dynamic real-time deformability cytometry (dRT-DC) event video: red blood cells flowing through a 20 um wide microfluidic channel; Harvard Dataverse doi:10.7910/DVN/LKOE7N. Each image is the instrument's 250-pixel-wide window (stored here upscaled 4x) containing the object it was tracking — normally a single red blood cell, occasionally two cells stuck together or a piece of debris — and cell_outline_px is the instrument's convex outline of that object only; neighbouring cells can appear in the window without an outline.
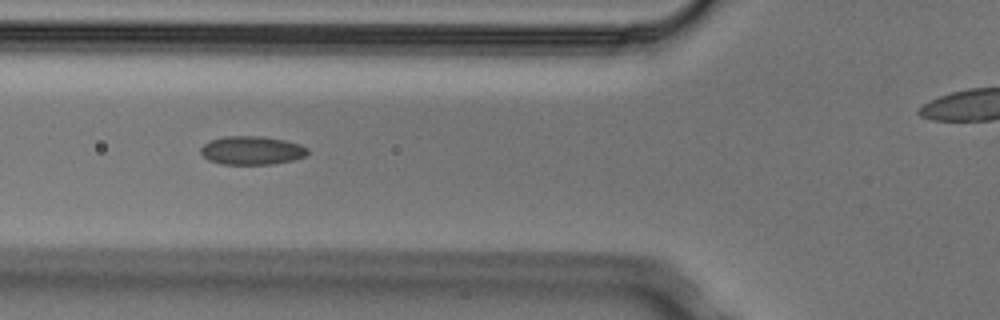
{"species": "Egyptian fruit bat (a non-hibernating species)", "species_latin": "Rousettus aegyptiacus", "temperature_condition": "cold", "stored_images_in_passage": 4, "camera_frame_rate_fps": 3000, "um_per_image_px": 0.085, "animal": {"sex": "male"}, "frame": {"image": 1, "passage_image": 3, "time_ms": 0.667, "image_size_px": [1000, 320], "cell_outline_px": [[308, 152], [304, 156], [292, 160], [272, 164], [220, 164], [208, 160], [200, 152], [200, 148], [204, 144], [212, 140], [224, 136], [264, 136], [284, 140], [300, 144], [308, 148]], "centroid_in_image_um": [21.39, 12.78], "position_along_channel_um": 104.4, "area_um2": 17.74}}
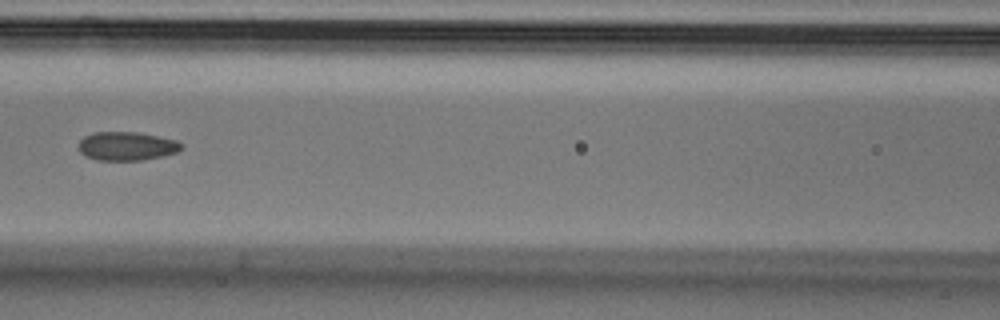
{"frame": {"image": 2, "passage_image": 4, "time_ms": 1.0, "image_size_px": [1000, 320], "cell_outline_px": [[184, 148], [176, 152], [160, 156], [140, 160], [96, 160], [84, 156], [80, 152], [80, 140], [84, 136], [92, 132], [136, 132], [176, 140], [184, 144]], "centroid_in_image_um": [10.76, 12.42], "position_along_channel_um": 155.8, "area_um2": 17.11}}